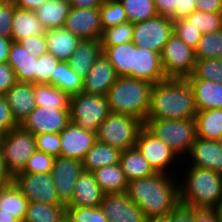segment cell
Listing matches in <instances>:
<instances>
[{
  "label": "cell",
  "mask_w": 222,
  "mask_h": 222,
  "mask_svg": "<svg viewBox=\"0 0 222 222\" xmlns=\"http://www.w3.org/2000/svg\"><path fill=\"white\" fill-rule=\"evenodd\" d=\"M99 11L103 29L128 22L127 14L119 0H106L99 7Z\"/></svg>",
  "instance_id": "43"
},
{
  "label": "cell",
  "mask_w": 222,
  "mask_h": 222,
  "mask_svg": "<svg viewBox=\"0 0 222 222\" xmlns=\"http://www.w3.org/2000/svg\"><path fill=\"white\" fill-rule=\"evenodd\" d=\"M12 42L11 38L0 36V63H7Z\"/></svg>",
  "instance_id": "61"
},
{
  "label": "cell",
  "mask_w": 222,
  "mask_h": 222,
  "mask_svg": "<svg viewBox=\"0 0 222 222\" xmlns=\"http://www.w3.org/2000/svg\"><path fill=\"white\" fill-rule=\"evenodd\" d=\"M64 27L81 40L98 39L102 35L99 7L72 8L66 18Z\"/></svg>",
  "instance_id": "15"
},
{
  "label": "cell",
  "mask_w": 222,
  "mask_h": 222,
  "mask_svg": "<svg viewBox=\"0 0 222 222\" xmlns=\"http://www.w3.org/2000/svg\"><path fill=\"white\" fill-rule=\"evenodd\" d=\"M33 90L36 106L70 110L71 96L58 87L51 84L34 83Z\"/></svg>",
  "instance_id": "35"
},
{
  "label": "cell",
  "mask_w": 222,
  "mask_h": 222,
  "mask_svg": "<svg viewBox=\"0 0 222 222\" xmlns=\"http://www.w3.org/2000/svg\"><path fill=\"white\" fill-rule=\"evenodd\" d=\"M152 86L145 80L117 77L106 94L110 112L130 115L144 123L150 107Z\"/></svg>",
  "instance_id": "4"
},
{
  "label": "cell",
  "mask_w": 222,
  "mask_h": 222,
  "mask_svg": "<svg viewBox=\"0 0 222 222\" xmlns=\"http://www.w3.org/2000/svg\"><path fill=\"white\" fill-rule=\"evenodd\" d=\"M66 221V206L63 204H48L29 202L27 214L23 222H64Z\"/></svg>",
  "instance_id": "36"
},
{
  "label": "cell",
  "mask_w": 222,
  "mask_h": 222,
  "mask_svg": "<svg viewBox=\"0 0 222 222\" xmlns=\"http://www.w3.org/2000/svg\"><path fill=\"white\" fill-rule=\"evenodd\" d=\"M124 8L129 22L135 24L158 15L153 0H119Z\"/></svg>",
  "instance_id": "38"
},
{
  "label": "cell",
  "mask_w": 222,
  "mask_h": 222,
  "mask_svg": "<svg viewBox=\"0 0 222 222\" xmlns=\"http://www.w3.org/2000/svg\"><path fill=\"white\" fill-rule=\"evenodd\" d=\"M196 10L204 13L222 12V0H196Z\"/></svg>",
  "instance_id": "56"
},
{
  "label": "cell",
  "mask_w": 222,
  "mask_h": 222,
  "mask_svg": "<svg viewBox=\"0 0 222 222\" xmlns=\"http://www.w3.org/2000/svg\"><path fill=\"white\" fill-rule=\"evenodd\" d=\"M184 161L182 166L180 164L178 166L181 168L185 165L196 166L222 174V149L218 141L197 137Z\"/></svg>",
  "instance_id": "18"
},
{
  "label": "cell",
  "mask_w": 222,
  "mask_h": 222,
  "mask_svg": "<svg viewBox=\"0 0 222 222\" xmlns=\"http://www.w3.org/2000/svg\"><path fill=\"white\" fill-rule=\"evenodd\" d=\"M103 53L98 39L81 40L68 61L70 67L83 79L91 70L95 60Z\"/></svg>",
  "instance_id": "26"
},
{
  "label": "cell",
  "mask_w": 222,
  "mask_h": 222,
  "mask_svg": "<svg viewBox=\"0 0 222 222\" xmlns=\"http://www.w3.org/2000/svg\"><path fill=\"white\" fill-rule=\"evenodd\" d=\"M70 9L69 0H47L35 13L43 27L48 30L64 27Z\"/></svg>",
  "instance_id": "30"
},
{
  "label": "cell",
  "mask_w": 222,
  "mask_h": 222,
  "mask_svg": "<svg viewBox=\"0 0 222 222\" xmlns=\"http://www.w3.org/2000/svg\"><path fill=\"white\" fill-rule=\"evenodd\" d=\"M186 19L191 22L202 35L222 29V12L204 13L194 10Z\"/></svg>",
  "instance_id": "42"
},
{
  "label": "cell",
  "mask_w": 222,
  "mask_h": 222,
  "mask_svg": "<svg viewBox=\"0 0 222 222\" xmlns=\"http://www.w3.org/2000/svg\"><path fill=\"white\" fill-rule=\"evenodd\" d=\"M192 222H222L217 210L192 209Z\"/></svg>",
  "instance_id": "54"
},
{
  "label": "cell",
  "mask_w": 222,
  "mask_h": 222,
  "mask_svg": "<svg viewBox=\"0 0 222 222\" xmlns=\"http://www.w3.org/2000/svg\"><path fill=\"white\" fill-rule=\"evenodd\" d=\"M46 29L36 16L35 11L15 8L12 22L11 39L15 42L29 36H45Z\"/></svg>",
  "instance_id": "27"
},
{
  "label": "cell",
  "mask_w": 222,
  "mask_h": 222,
  "mask_svg": "<svg viewBox=\"0 0 222 222\" xmlns=\"http://www.w3.org/2000/svg\"><path fill=\"white\" fill-rule=\"evenodd\" d=\"M161 61L167 79H187L195 68V50L173 33L164 45Z\"/></svg>",
  "instance_id": "10"
},
{
  "label": "cell",
  "mask_w": 222,
  "mask_h": 222,
  "mask_svg": "<svg viewBox=\"0 0 222 222\" xmlns=\"http://www.w3.org/2000/svg\"><path fill=\"white\" fill-rule=\"evenodd\" d=\"M179 178L156 173L135 179L128 182L126 194L146 218L168 216L180 205Z\"/></svg>",
  "instance_id": "1"
},
{
  "label": "cell",
  "mask_w": 222,
  "mask_h": 222,
  "mask_svg": "<svg viewBox=\"0 0 222 222\" xmlns=\"http://www.w3.org/2000/svg\"><path fill=\"white\" fill-rule=\"evenodd\" d=\"M104 196L105 193L95 181L94 174L83 171L76 181L73 199L68 206L98 207Z\"/></svg>",
  "instance_id": "22"
},
{
  "label": "cell",
  "mask_w": 222,
  "mask_h": 222,
  "mask_svg": "<svg viewBox=\"0 0 222 222\" xmlns=\"http://www.w3.org/2000/svg\"><path fill=\"white\" fill-rule=\"evenodd\" d=\"M14 184L29 202L61 204L50 173H18L13 177Z\"/></svg>",
  "instance_id": "12"
},
{
  "label": "cell",
  "mask_w": 222,
  "mask_h": 222,
  "mask_svg": "<svg viewBox=\"0 0 222 222\" xmlns=\"http://www.w3.org/2000/svg\"><path fill=\"white\" fill-rule=\"evenodd\" d=\"M18 126L19 124L13 118L11 108L8 105L6 97L4 95H0V131L5 134Z\"/></svg>",
  "instance_id": "51"
},
{
  "label": "cell",
  "mask_w": 222,
  "mask_h": 222,
  "mask_svg": "<svg viewBox=\"0 0 222 222\" xmlns=\"http://www.w3.org/2000/svg\"><path fill=\"white\" fill-rule=\"evenodd\" d=\"M197 137L218 141L222 135V108L197 111L195 116Z\"/></svg>",
  "instance_id": "34"
},
{
  "label": "cell",
  "mask_w": 222,
  "mask_h": 222,
  "mask_svg": "<svg viewBox=\"0 0 222 222\" xmlns=\"http://www.w3.org/2000/svg\"><path fill=\"white\" fill-rule=\"evenodd\" d=\"M134 34V24L125 22L116 26L103 29L100 37L102 47H111L123 43L132 42Z\"/></svg>",
  "instance_id": "40"
},
{
  "label": "cell",
  "mask_w": 222,
  "mask_h": 222,
  "mask_svg": "<svg viewBox=\"0 0 222 222\" xmlns=\"http://www.w3.org/2000/svg\"><path fill=\"white\" fill-rule=\"evenodd\" d=\"M47 0H13L17 8L36 11Z\"/></svg>",
  "instance_id": "59"
},
{
  "label": "cell",
  "mask_w": 222,
  "mask_h": 222,
  "mask_svg": "<svg viewBox=\"0 0 222 222\" xmlns=\"http://www.w3.org/2000/svg\"><path fill=\"white\" fill-rule=\"evenodd\" d=\"M0 222H20L14 215L0 214Z\"/></svg>",
  "instance_id": "62"
},
{
  "label": "cell",
  "mask_w": 222,
  "mask_h": 222,
  "mask_svg": "<svg viewBox=\"0 0 222 222\" xmlns=\"http://www.w3.org/2000/svg\"><path fill=\"white\" fill-rule=\"evenodd\" d=\"M13 182V176L6 167L4 153L0 145V186Z\"/></svg>",
  "instance_id": "58"
},
{
  "label": "cell",
  "mask_w": 222,
  "mask_h": 222,
  "mask_svg": "<svg viewBox=\"0 0 222 222\" xmlns=\"http://www.w3.org/2000/svg\"><path fill=\"white\" fill-rule=\"evenodd\" d=\"M144 126L162 140L182 162L189 155L197 138L195 119L145 120Z\"/></svg>",
  "instance_id": "5"
},
{
  "label": "cell",
  "mask_w": 222,
  "mask_h": 222,
  "mask_svg": "<svg viewBox=\"0 0 222 222\" xmlns=\"http://www.w3.org/2000/svg\"><path fill=\"white\" fill-rule=\"evenodd\" d=\"M13 0H0V36L11 38L13 15L15 11Z\"/></svg>",
  "instance_id": "49"
},
{
  "label": "cell",
  "mask_w": 222,
  "mask_h": 222,
  "mask_svg": "<svg viewBox=\"0 0 222 222\" xmlns=\"http://www.w3.org/2000/svg\"><path fill=\"white\" fill-rule=\"evenodd\" d=\"M67 222H109L103 210L98 207L66 206Z\"/></svg>",
  "instance_id": "44"
},
{
  "label": "cell",
  "mask_w": 222,
  "mask_h": 222,
  "mask_svg": "<svg viewBox=\"0 0 222 222\" xmlns=\"http://www.w3.org/2000/svg\"><path fill=\"white\" fill-rule=\"evenodd\" d=\"M158 15L167 16L174 21L175 0H153Z\"/></svg>",
  "instance_id": "57"
},
{
  "label": "cell",
  "mask_w": 222,
  "mask_h": 222,
  "mask_svg": "<svg viewBox=\"0 0 222 222\" xmlns=\"http://www.w3.org/2000/svg\"><path fill=\"white\" fill-rule=\"evenodd\" d=\"M36 60L19 42L13 41L7 63L13 69L17 82L36 83Z\"/></svg>",
  "instance_id": "24"
},
{
  "label": "cell",
  "mask_w": 222,
  "mask_h": 222,
  "mask_svg": "<svg viewBox=\"0 0 222 222\" xmlns=\"http://www.w3.org/2000/svg\"><path fill=\"white\" fill-rule=\"evenodd\" d=\"M219 144H220V147L222 149V135H221V138L218 140Z\"/></svg>",
  "instance_id": "65"
},
{
  "label": "cell",
  "mask_w": 222,
  "mask_h": 222,
  "mask_svg": "<svg viewBox=\"0 0 222 222\" xmlns=\"http://www.w3.org/2000/svg\"><path fill=\"white\" fill-rule=\"evenodd\" d=\"M4 96L19 125L36 108L33 83L16 82Z\"/></svg>",
  "instance_id": "21"
},
{
  "label": "cell",
  "mask_w": 222,
  "mask_h": 222,
  "mask_svg": "<svg viewBox=\"0 0 222 222\" xmlns=\"http://www.w3.org/2000/svg\"><path fill=\"white\" fill-rule=\"evenodd\" d=\"M28 205V199L14 182L0 186V214L14 215L20 222H23Z\"/></svg>",
  "instance_id": "28"
},
{
  "label": "cell",
  "mask_w": 222,
  "mask_h": 222,
  "mask_svg": "<svg viewBox=\"0 0 222 222\" xmlns=\"http://www.w3.org/2000/svg\"><path fill=\"white\" fill-rule=\"evenodd\" d=\"M187 79H204L222 83V58L196 59L194 71Z\"/></svg>",
  "instance_id": "39"
},
{
  "label": "cell",
  "mask_w": 222,
  "mask_h": 222,
  "mask_svg": "<svg viewBox=\"0 0 222 222\" xmlns=\"http://www.w3.org/2000/svg\"><path fill=\"white\" fill-rule=\"evenodd\" d=\"M1 147L6 167L13 177L22 172L28 159L37 150L35 136L20 125L3 134Z\"/></svg>",
  "instance_id": "9"
},
{
  "label": "cell",
  "mask_w": 222,
  "mask_h": 222,
  "mask_svg": "<svg viewBox=\"0 0 222 222\" xmlns=\"http://www.w3.org/2000/svg\"><path fill=\"white\" fill-rule=\"evenodd\" d=\"M119 149L97 141L86 153L83 160V169L86 172H94L98 168L114 165L120 162Z\"/></svg>",
  "instance_id": "32"
},
{
  "label": "cell",
  "mask_w": 222,
  "mask_h": 222,
  "mask_svg": "<svg viewBox=\"0 0 222 222\" xmlns=\"http://www.w3.org/2000/svg\"><path fill=\"white\" fill-rule=\"evenodd\" d=\"M133 78L148 81L153 85L166 80L161 54L134 45Z\"/></svg>",
  "instance_id": "19"
},
{
  "label": "cell",
  "mask_w": 222,
  "mask_h": 222,
  "mask_svg": "<svg viewBox=\"0 0 222 222\" xmlns=\"http://www.w3.org/2000/svg\"><path fill=\"white\" fill-rule=\"evenodd\" d=\"M110 113L106 96L82 91L70 98L71 122L84 130L96 133L99 125Z\"/></svg>",
  "instance_id": "7"
},
{
  "label": "cell",
  "mask_w": 222,
  "mask_h": 222,
  "mask_svg": "<svg viewBox=\"0 0 222 222\" xmlns=\"http://www.w3.org/2000/svg\"><path fill=\"white\" fill-rule=\"evenodd\" d=\"M100 208L109 222H145L141 208L128 198L126 192L105 194Z\"/></svg>",
  "instance_id": "16"
},
{
  "label": "cell",
  "mask_w": 222,
  "mask_h": 222,
  "mask_svg": "<svg viewBox=\"0 0 222 222\" xmlns=\"http://www.w3.org/2000/svg\"><path fill=\"white\" fill-rule=\"evenodd\" d=\"M83 171V161L81 160L62 156L55 158L51 174L59 202L64 206L71 203L76 181Z\"/></svg>",
  "instance_id": "14"
},
{
  "label": "cell",
  "mask_w": 222,
  "mask_h": 222,
  "mask_svg": "<svg viewBox=\"0 0 222 222\" xmlns=\"http://www.w3.org/2000/svg\"><path fill=\"white\" fill-rule=\"evenodd\" d=\"M174 34L195 50L202 34L186 18L173 21Z\"/></svg>",
  "instance_id": "45"
},
{
  "label": "cell",
  "mask_w": 222,
  "mask_h": 222,
  "mask_svg": "<svg viewBox=\"0 0 222 222\" xmlns=\"http://www.w3.org/2000/svg\"><path fill=\"white\" fill-rule=\"evenodd\" d=\"M106 0H69L72 8H97Z\"/></svg>",
  "instance_id": "60"
},
{
  "label": "cell",
  "mask_w": 222,
  "mask_h": 222,
  "mask_svg": "<svg viewBox=\"0 0 222 222\" xmlns=\"http://www.w3.org/2000/svg\"><path fill=\"white\" fill-rule=\"evenodd\" d=\"M104 56L108 59L118 77L133 78L134 43L127 42L121 45L102 47Z\"/></svg>",
  "instance_id": "29"
},
{
  "label": "cell",
  "mask_w": 222,
  "mask_h": 222,
  "mask_svg": "<svg viewBox=\"0 0 222 222\" xmlns=\"http://www.w3.org/2000/svg\"><path fill=\"white\" fill-rule=\"evenodd\" d=\"M119 164L128 182L156 174L136 147L122 151Z\"/></svg>",
  "instance_id": "31"
},
{
  "label": "cell",
  "mask_w": 222,
  "mask_h": 222,
  "mask_svg": "<svg viewBox=\"0 0 222 222\" xmlns=\"http://www.w3.org/2000/svg\"><path fill=\"white\" fill-rule=\"evenodd\" d=\"M37 150L48 155L59 157L61 151L60 136L56 133H43L35 135Z\"/></svg>",
  "instance_id": "48"
},
{
  "label": "cell",
  "mask_w": 222,
  "mask_h": 222,
  "mask_svg": "<svg viewBox=\"0 0 222 222\" xmlns=\"http://www.w3.org/2000/svg\"><path fill=\"white\" fill-rule=\"evenodd\" d=\"M60 156L83 161L87 151L97 142L95 132L84 130L75 123L69 125L61 131Z\"/></svg>",
  "instance_id": "17"
},
{
  "label": "cell",
  "mask_w": 222,
  "mask_h": 222,
  "mask_svg": "<svg viewBox=\"0 0 222 222\" xmlns=\"http://www.w3.org/2000/svg\"><path fill=\"white\" fill-rule=\"evenodd\" d=\"M145 222H169V215L164 217L146 218Z\"/></svg>",
  "instance_id": "63"
},
{
  "label": "cell",
  "mask_w": 222,
  "mask_h": 222,
  "mask_svg": "<svg viewBox=\"0 0 222 222\" xmlns=\"http://www.w3.org/2000/svg\"><path fill=\"white\" fill-rule=\"evenodd\" d=\"M55 157L36 150L28 159L24 169L20 173H50L54 165Z\"/></svg>",
  "instance_id": "47"
},
{
  "label": "cell",
  "mask_w": 222,
  "mask_h": 222,
  "mask_svg": "<svg viewBox=\"0 0 222 222\" xmlns=\"http://www.w3.org/2000/svg\"><path fill=\"white\" fill-rule=\"evenodd\" d=\"M187 167V168H186ZM183 167L179 182L180 205L191 209L217 210L222 199V174L196 166Z\"/></svg>",
  "instance_id": "3"
},
{
  "label": "cell",
  "mask_w": 222,
  "mask_h": 222,
  "mask_svg": "<svg viewBox=\"0 0 222 222\" xmlns=\"http://www.w3.org/2000/svg\"><path fill=\"white\" fill-rule=\"evenodd\" d=\"M117 77L114 67L102 53L95 60L91 70L83 79L82 91L88 94L106 96Z\"/></svg>",
  "instance_id": "20"
},
{
  "label": "cell",
  "mask_w": 222,
  "mask_h": 222,
  "mask_svg": "<svg viewBox=\"0 0 222 222\" xmlns=\"http://www.w3.org/2000/svg\"><path fill=\"white\" fill-rule=\"evenodd\" d=\"M2 136H3V133L0 131V145H1Z\"/></svg>",
  "instance_id": "66"
},
{
  "label": "cell",
  "mask_w": 222,
  "mask_h": 222,
  "mask_svg": "<svg viewBox=\"0 0 222 222\" xmlns=\"http://www.w3.org/2000/svg\"><path fill=\"white\" fill-rule=\"evenodd\" d=\"M169 222H192V209L179 205L169 214Z\"/></svg>",
  "instance_id": "55"
},
{
  "label": "cell",
  "mask_w": 222,
  "mask_h": 222,
  "mask_svg": "<svg viewBox=\"0 0 222 222\" xmlns=\"http://www.w3.org/2000/svg\"><path fill=\"white\" fill-rule=\"evenodd\" d=\"M17 82L15 73L8 63H0V95H4Z\"/></svg>",
  "instance_id": "52"
},
{
  "label": "cell",
  "mask_w": 222,
  "mask_h": 222,
  "mask_svg": "<svg viewBox=\"0 0 222 222\" xmlns=\"http://www.w3.org/2000/svg\"><path fill=\"white\" fill-rule=\"evenodd\" d=\"M70 122V110L36 106L20 126L35 136L43 133L60 134Z\"/></svg>",
  "instance_id": "13"
},
{
  "label": "cell",
  "mask_w": 222,
  "mask_h": 222,
  "mask_svg": "<svg viewBox=\"0 0 222 222\" xmlns=\"http://www.w3.org/2000/svg\"><path fill=\"white\" fill-rule=\"evenodd\" d=\"M28 53L36 57L48 52L45 36H29L19 42Z\"/></svg>",
  "instance_id": "50"
},
{
  "label": "cell",
  "mask_w": 222,
  "mask_h": 222,
  "mask_svg": "<svg viewBox=\"0 0 222 222\" xmlns=\"http://www.w3.org/2000/svg\"><path fill=\"white\" fill-rule=\"evenodd\" d=\"M60 61L47 52L36 60V83L51 84V76H55L56 66Z\"/></svg>",
  "instance_id": "46"
},
{
  "label": "cell",
  "mask_w": 222,
  "mask_h": 222,
  "mask_svg": "<svg viewBox=\"0 0 222 222\" xmlns=\"http://www.w3.org/2000/svg\"><path fill=\"white\" fill-rule=\"evenodd\" d=\"M144 123L136 117L111 112L99 125L97 141L120 151L135 147Z\"/></svg>",
  "instance_id": "6"
},
{
  "label": "cell",
  "mask_w": 222,
  "mask_h": 222,
  "mask_svg": "<svg viewBox=\"0 0 222 222\" xmlns=\"http://www.w3.org/2000/svg\"><path fill=\"white\" fill-rule=\"evenodd\" d=\"M45 39L48 52L59 61L68 62L78 47L81 39L73 35L65 27L46 30Z\"/></svg>",
  "instance_id": "25"
},
{
  "label": "cell",
  "mask_w": 222,
  "mask_h": 222,
  "mask_svg": "<svg viewBox=\"0 0 222 222\" xmlns=\"http://www.w3.org/2000/svg\"><path fill=\"white\" fill-rule=\"evenodd\" d=\"M196 0H175L174 21L186 18L194 10H196Z\"/></svg>",
  "instance_id": "53"
},
{
  "label": "cell",
  "mask_w": 222,
  "mask_h": 222,
  "mask_svg": "<svg viewBox=\"0 0 222 222\" xmlns=\"http://www.w3.org/2000/svg\"><path fill=\"white\" fill-rule=\"evenodd\" d=\"M92 173L105 194L127 191L128 180L119 163L98 168Z\"/></svg>",
  "instance_id": "33"
},
{
  "label": "cell",
  "mask_w": 222,
  "mask_h": 222,
  "mask_svg": "<svg viewBox=\"0 0 222 222\" xmlns=\"http://www.w3.org/2000/svg\"><path fill=\"white\" fill-rule=\"evenodd\" d=\"M195 58H222V29L201 36L195 48Z\"/></svg>",
  "instance_id": "41"
},
{
  "label": "cell",
  "mask_w": 222,
  "mask_h": 222,
  "mask_svg": "<svg viewBox=\"0 0 222 222\" xmlns=\"http://www.w3.org/2000/svg\"><path fill=\"white\" fill-rule=\"evenodd\" d=\"M217 211H218V213H219V215H220V218H221V220H222V199H221V202H220V205H219Z\"/></svg>",
  "instance_id": "64"
},
{
  "label": "cell",
  "mask_w": 222,
  "mask_h": 222,
  "mask_svg": "<svg viewBox=\"0 0 222 222\" xmlns=\"http://www.w3.org/2000/svg\"><path fill=\"white\" fill-rule=\"evenodd\" d=\"M194 93L186 79H166L152 86L146 120L195 119Z\"/></svg>",
  "instance_id": "2"
},
{
  "label": "cell",
  "mask_w": 222,
  "mask_h": 222,
  "mask_svg": "<svg viewBox=\"0 0 222 222\" xmlns=\"http://www.w3.org/2000/svg\"><path fill=\"white\" fill-rule=\"evenodd\" d=\"M174 33L173 21L162 15L134 24L135 46L162 53L164 45Z\"/></svg>",
  "instance_id": "11"
},
{
  "label": "cell",
  "mask_w": 222,
  "mask_h": 222,
  "mask_svg": "<svg viewBox=\"0 0 222 222\" xmlns=\"http://www.w3.org/2000/svg\"><path fill=\"white\" fill-rule=\"evenodd\" d=\"M51 85L72 96L82 92L83 78L70 67L69 62L60 61L56 66L55 76H51Z\"/></svg>",
  "instance_id": "37"
},
{
  "label": "cell",
  "mask_w": 222,
  "mask_h": 222,
  "mask_svg": "<svg viewBox=\"0 0 222 222\" xmlns=\"http://www.w3.org/2000/svg\"><path fill=\"white\" fill-rule=\"evenodd\" d=\"M190 84L197 111L222 108V83L204 79H186Z\"/></svg>",
  "instance_id": "23"
},
{
  "label": "cell",
  "mask_w": 222,
  "mask_h": 222,
  "mask_svg": "<svg viewBox=\"0 0 222 222\" xmlns=\"http://www.w3.org/2000/svg\"><path fill=\"white\" fill-rule=\"evenodd\" d=\"M135 147L149 162L156 173L178 177L181 168L177 164H181V160L162 140L152 134L145 126L141 128L138 134ZM174 166L176 168H173ZM173 169H176L175 171L178 169V172H173Z\"/></svg>",
  "instance_id": "8"
}]
</instances>
